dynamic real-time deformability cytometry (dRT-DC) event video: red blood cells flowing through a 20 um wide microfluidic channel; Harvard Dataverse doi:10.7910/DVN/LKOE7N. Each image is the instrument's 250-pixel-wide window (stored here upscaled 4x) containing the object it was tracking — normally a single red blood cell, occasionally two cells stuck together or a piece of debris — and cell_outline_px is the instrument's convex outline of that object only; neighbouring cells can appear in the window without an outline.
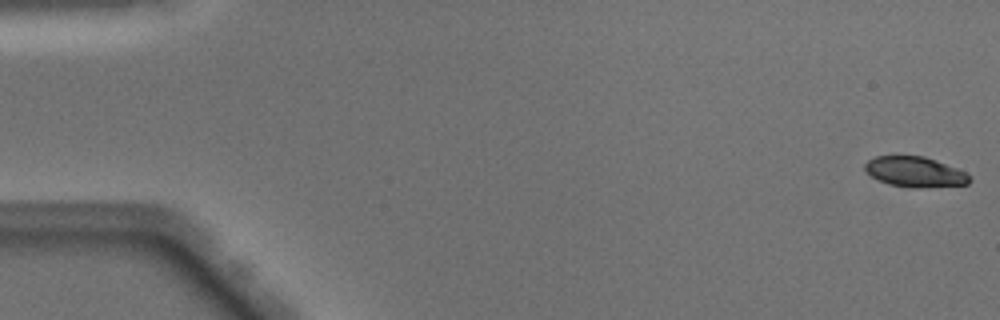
{"species": "Egyptian fruit bat (a non-hibernating species)", "species_latin": "Rousettus aegyptiacus", "temperature_condition": "warm", "stored_images_in_passage": 50, "camera_frame_rate_fps": 3000, "um_per_image_px": 0.085, "animal": {"sex": "male"}, "frame": {"image": 1, "passage_image": 1, "time_ms": 0.0, "image_size_px": [1000, 320], "cell_outline_px": [[972, 180], [968, 184], [920, 188], [916, 188], [888, 184], [872, 176], [864, 168], [864, 164], [868, 160], [876, 156], [896, 152], [924, 156], [936, 160], [956, 168], [964, 172]], "centroid_in_image_um": [77.72, 14.56], "position_along_channel_um": 7.3, "area_um2": 18.96}}
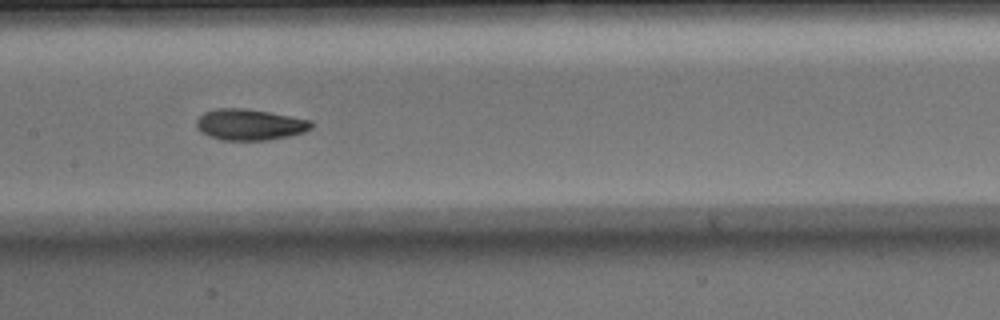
{"frame": {"image": 2, "passage_image": 25, "time_ms": 8.0, "image_size_px": [1000, 320], "cell_outline_px": [[312, 128], [304, 132], [288, 136], [268, 140], [220, 140], [208, 136], [200, 132], [196, 128], [196, 120], [204, 112], [216, 108], [248, 108], [312, 120]], "centroid_in_image_um": [21.2, 10.59], "position_along_channel_um": 186.2, "area_um2": 21.04}}
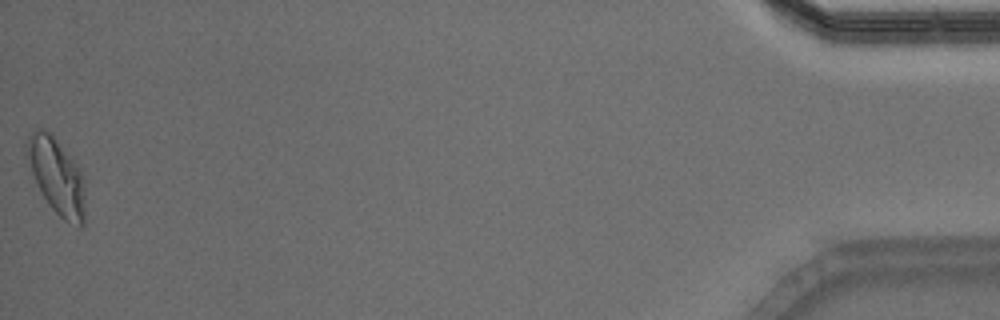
{"frame": {"image": 3, "passage_image": 50, "time_ms": 16.333, "image_size_px": [1000, 320], "cell_outline_px": [[84, 224], [80, 228], [64, 220], [48, 204], [24, 156], [24, 144], [28, 136], [36, 128], [40, 128], [52, 132], [80, 168], [84, 176]], "centroid_in_image_um": [4.81, 14.91], "position_along_channel_um": 430.4, "area_um2": 26.18}, "authors_computed_cell_mechanics": {"area_um2": 20.5768, "velocity_mm_per_s": 4.0849, "shape_relaxation_time_tau1_ms": 4.5856, "shape_relaxation_time_tau2_ms": 1.6882, "deformation_change_tau1": 0.1588, "deformation_change_tau2": 0.0648}}